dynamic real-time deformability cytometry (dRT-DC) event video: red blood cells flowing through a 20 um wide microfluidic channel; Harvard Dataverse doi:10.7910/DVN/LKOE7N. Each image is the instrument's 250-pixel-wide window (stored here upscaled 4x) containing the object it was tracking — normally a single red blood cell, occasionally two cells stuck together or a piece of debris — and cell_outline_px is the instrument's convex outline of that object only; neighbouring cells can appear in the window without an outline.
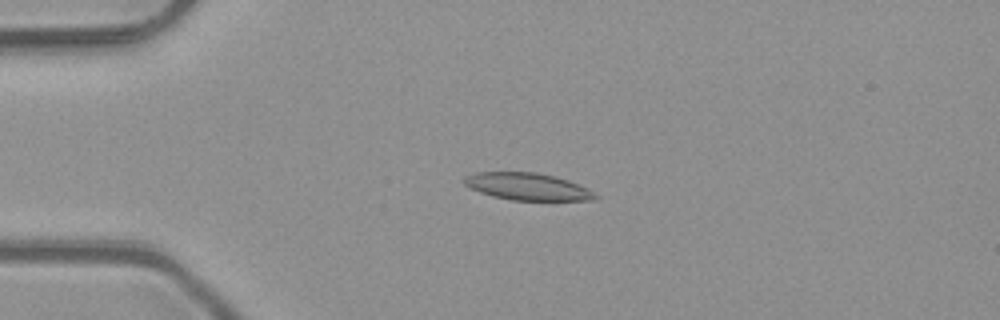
{"species": "common noctule bat (a hibernating species)", "species_latin": "Nyctalus noctula", "temperature_condition": "room temperature", "stored_images_in_passage": 44, "camera_frame_rate_fps": 3000, "um_per_image_px": 0.085, "animal": {"sex": "male", "body_mass_g": 23.1, "forearm_length_mm": 52.7}, "frame": {"image": 1, "passage_image": 12, "time_ms": 3.667, "image_size_px": [1000, 320], "cell_outline_px": [[600, 196], [596, 200], [512, 200], [492, 196], [468, 188], [460, 180], [464, 176], [476, 172], [536, 172], [568, 180], [588, 188]], "centroid_in_image_um": [44.8, 15.86], "position_along_channel_um": 40.2, "area_um2": 20.92}}
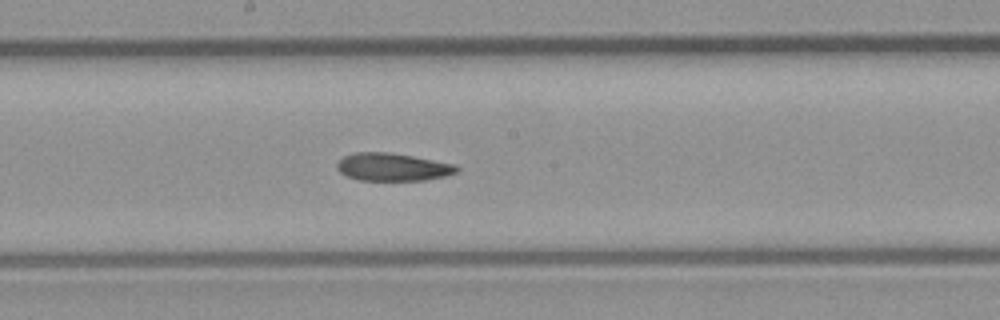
{"frame": {"image": 2, "passage_image": 27, "time_ms": 8.667, "image_size_px": [1000, 320], "cell_outline_px": [[460, 168], [456, 172], [444, 176], [424, 180], [360, 180], [348, 176], [340, 172], [336, 168], [336, 164], [344, 156], [356, 152], [388, 152], [412, 156], [456, 164]], "centroid_in_image_um": [33.37, 14.19], "position_along_channel_um": 214.8, "area_um2": 19.25}}
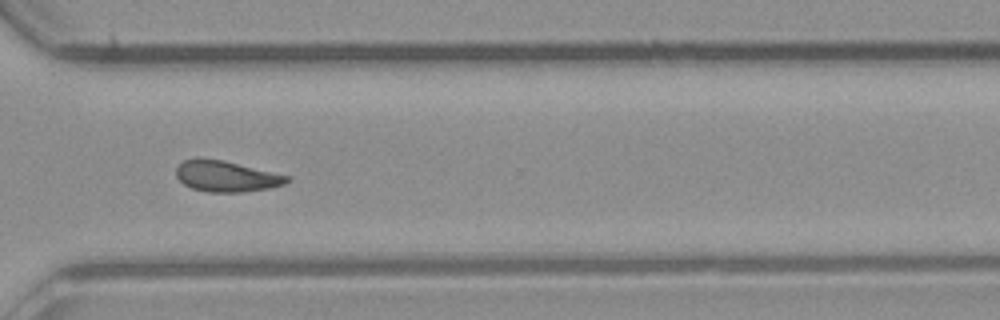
{"frame": {"image": 3, "passage_image": 37, "time_ms": 12.0, "image_size_px": [1000, 320], "cell_outline_px": [[292, 176], [284, 184], [268, 188], [244, 192], [208, 192], [192, 188], [184, 184], [176, 176], [176, 168], [184, 160], [200, 156], [224, 160]], "centroid_in_image_um": [19.22, 14.96], "position_along_channel_um": 351.4, "area_um2": 20.23}, "authors_computed_cell_mechanics": {"area_um2": 20.3167, "velocity_mm_per_s": 4.1069, "shape_relaxation_time_tau1_ms": null, "shape_relaxation_time_tau2_ms": 7.933, "deformation_change_tau1": null, "deformation_change_tau2": 0.1704}}